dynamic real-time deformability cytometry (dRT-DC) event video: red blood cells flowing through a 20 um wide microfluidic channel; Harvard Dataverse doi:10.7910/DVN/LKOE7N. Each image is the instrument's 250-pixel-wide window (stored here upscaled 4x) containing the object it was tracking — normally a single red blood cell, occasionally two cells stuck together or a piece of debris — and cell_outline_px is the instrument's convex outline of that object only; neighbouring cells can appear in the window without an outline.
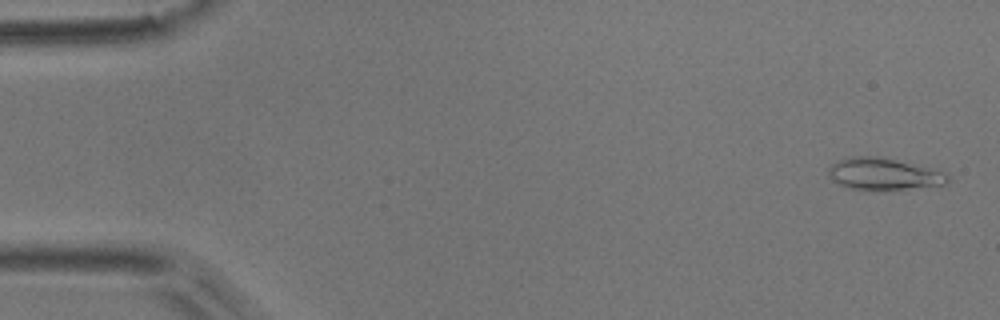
{"species": "common noctule bat (a hibernating species)", "species_latin": "Nyctalus noctula", "temperature_condition": "room temperature", "stored_images_in_passage": 7, "camera_frame_rate_fps": 3000, "um_per_image_px": 0.085, "animal": {"sex": "male", "body_mass_g": 17.9}, "frame": {"image": 1, "passage_image": 1, "time_ms": 0.0, "image_size_px": [1000, 320], "cell_outline_px": [[948, 184], [904, 188], [848, 188], [832, 180], [828, 176], [828, 168], [832, 164], [840, 160], [852, 156], [876, 156], [944, 172], [948, 176]], "centroid_in_image_um": [75.05, 14.77], "position_along_channel_um": 10.0, "area_um2": 21.1}}
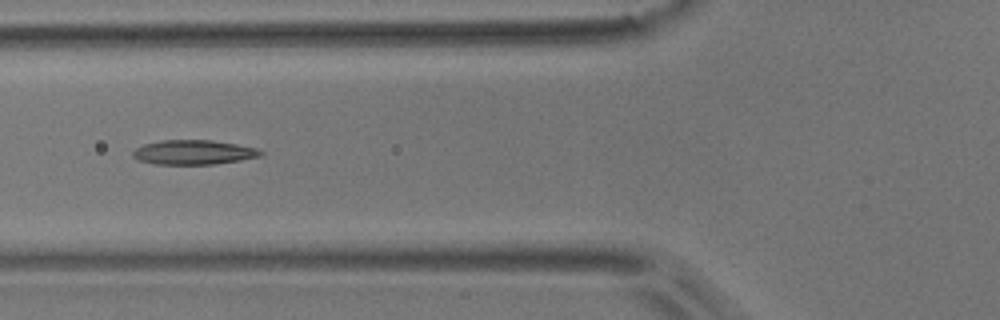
{"frame": {"image": 2, "passage_image": 6, "time_ms": 1.667, "image_size_px": [1000, 320], "cell_outline_px": [[264, 156], [216, 164], [152, 164], [140, 160], [132, 156], [132, 152], [136, 148], [144, 144], [160, 140], [212, 140], [236, 144], [256, 148], [264, 152]], "centroid_in_image_um": [16.47, 12.94], "position_along_channel_um": 109.3, "area_um2": 18.32}}
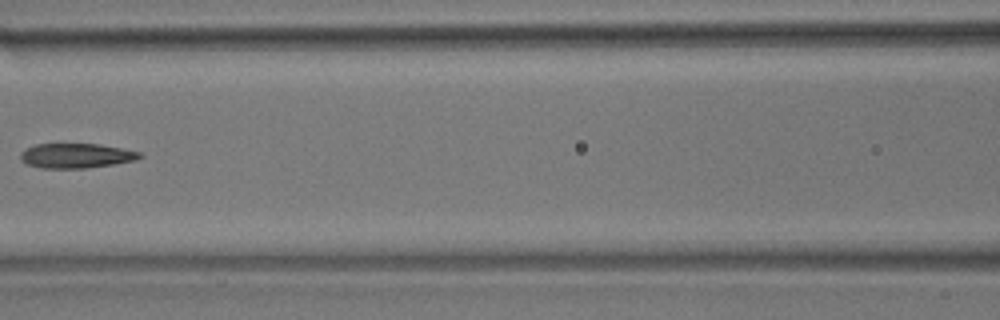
{"frame": {"image": 3, "passage_image": 7, "time_ms": 2.0, "image_size_px": [1000, 320], "cell_outline_px": [[144, 156], [136, 160], [112, 164], [84, 168], [40, 168], [28, 164], [20, 160], [20, 152], [24, 148], [36, 144], [100, 144], [140, 152]], "centroid_in_image_um": [6.44, 13.23], "position_along_channel_um": 160.2, "area_um2": 17.17}}